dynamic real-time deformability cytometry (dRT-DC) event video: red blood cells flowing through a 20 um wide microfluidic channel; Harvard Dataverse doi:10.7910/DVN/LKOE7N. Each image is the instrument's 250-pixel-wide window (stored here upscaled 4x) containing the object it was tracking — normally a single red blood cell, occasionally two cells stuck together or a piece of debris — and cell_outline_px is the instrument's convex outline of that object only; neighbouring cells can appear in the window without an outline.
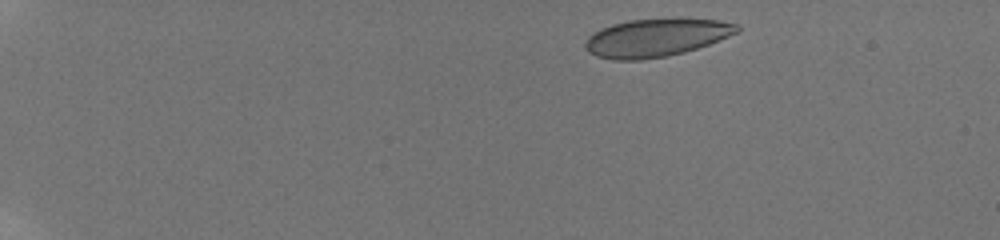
{"species": "human", "species_latin": "Homo sapiens", "temperature_condition": "room temperature", "stored_images_in_passage": 47, "camera_frame_rate_fps": 3000, "um_per_image_px": 0.085, "donor": {"sex": "male"}, "frame": {"image": 1, "passage_image": 1, "time_ms": 0.0, "image_size_px": [1000, 240], "cell_outline_px": [[740, 32], [708, 44], [684, 52], [668, 56], [640, 60], [612, 60], [596, 56], [588, 52], [584, 48], [584, 44], [588, 36], [600, 28], [612, 24], [628, 20], [680, 16], [720, 20], [740, 24]], "centroid_in_image_um": [55.8, 3.16], "position_along_channel_um": 29.2, "area_um2": 34.62}}
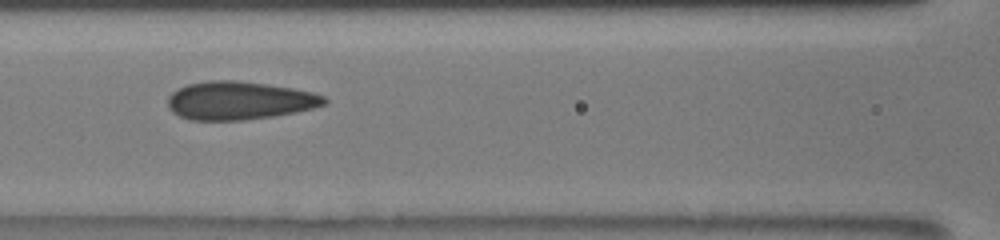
{"frame": {"image": 2, "passage_image": 20, "time_ms": 6.333, "image_size_px": [1000, 240], "cell_outline_px": [[328, 104], [296, 112], [272, 116], [244, 120], [188, 120], [172, 112], [168, 108], [168, 96], [172, 92], [188, 84], [208, 80], [236, 80], [292, 88], [312, 92], [324, 96], [328, 100]], "centroid_in_image_um": [20.33, 8.55], "position_along_channel_um": 146.3, "area_um2": 34.85}}
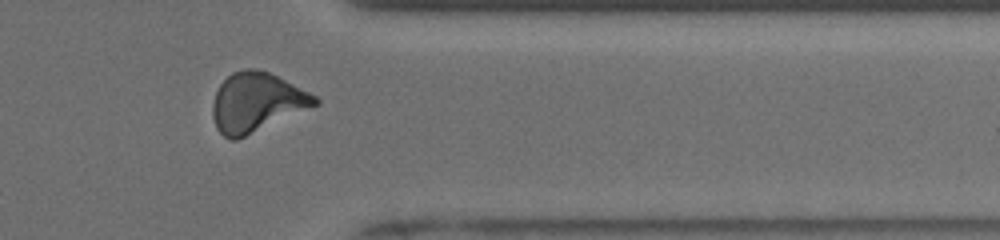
{"frame": {"image": 3, "passage_image": 39, "time_ms": 12.667, "image_size_px": [1000, 240], "cell_outline_px": [[320, 104], [236, 140], [232, 140], [224, 136], [216, 128], [212, 116], [212, 104], [216, 92], [220, 84], [232, 72], [244, 68], [252, 68], [268, 72], [316, 96], [320, 100]], "centroid_in_image_um": [21.79, 8.7], "position_along_channel_um": 389.6, "area_um2": 35.03}, "authors_computed_cell_mechanics": {"area_um2": 34.1598, "velocity_mm_per_s": 3.8836, "shape_relaxation_time_tau1_ms": null, "shape_relaxation_time_tau2_ms": 1.1989, "deformation_change_tau1": null, "deformation_change_tau2": 0.0692}}